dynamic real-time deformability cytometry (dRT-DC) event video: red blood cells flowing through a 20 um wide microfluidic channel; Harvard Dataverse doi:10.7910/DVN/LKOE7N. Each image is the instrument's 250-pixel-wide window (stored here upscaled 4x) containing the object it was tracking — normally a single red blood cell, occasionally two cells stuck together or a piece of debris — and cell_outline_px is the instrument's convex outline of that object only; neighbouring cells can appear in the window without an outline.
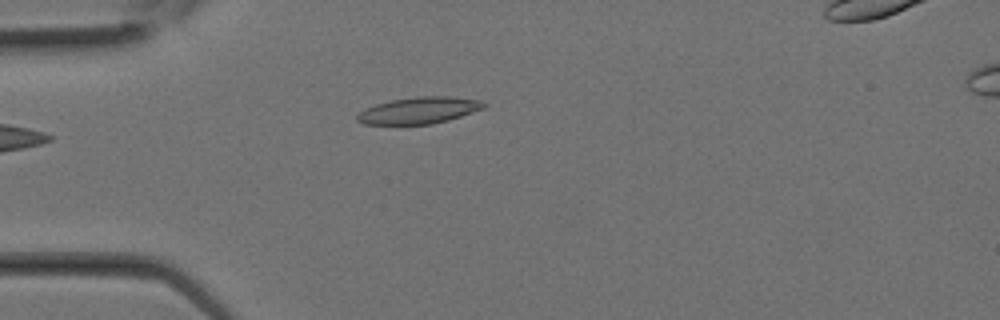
{"species": "Egyptian fruit bat (a non-hibernating species)", "species_latin": "Rousettus aegyptiacus", "temperature_condition": "room temperature", "stored_images_in_passage": 21, "camera_frame_rate_fps": 3000, "um_per_image_px": 0.085, "animal": {"sex": "female"}, "frame": {"image": 1, "passage_image": 1, "time_ms": 0.0, "image_size_px": [1000, 320], "cell_outline_px": [[488, 104], [484, 108], [448, 120], [432, 124], [364, 124], [356, 120], [356, 116], [360, 112], [376, 104], [392, 100], [416, 96], [448, 96], [480, 100]], "centroid_in_image_um": [35.63, 9.38], "position_along_channel_um": 49.4, "area_um2": 19.48}}
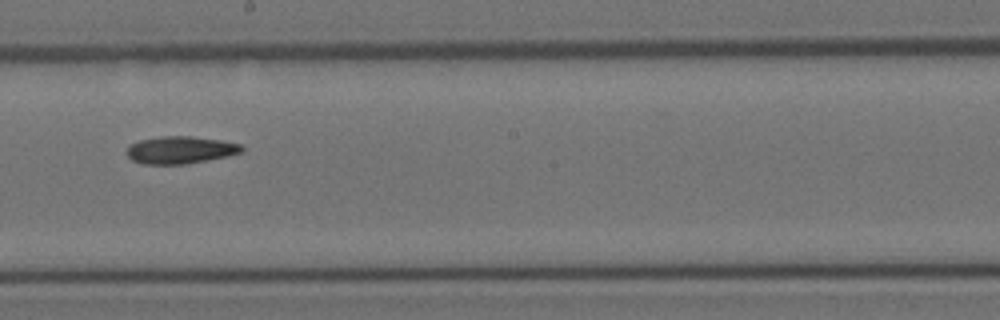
{"frame": {"image": 2, "passage_image": 9, "time_ms": 2.667, "image_size_px": [1000, 320], "cell_outline_px": [[244, 152], [184, 164], [144, 164], [132, 160], [128, 156], [128, 148], [132, 144], [140, 140], [160, 136], [188, 136], [220, 140], [240, 144], [244, 148]], "centroid_in_image_um": [15.33, 12.74], "position_along_channel_um": 232.9, "area_um2": 17.98}}
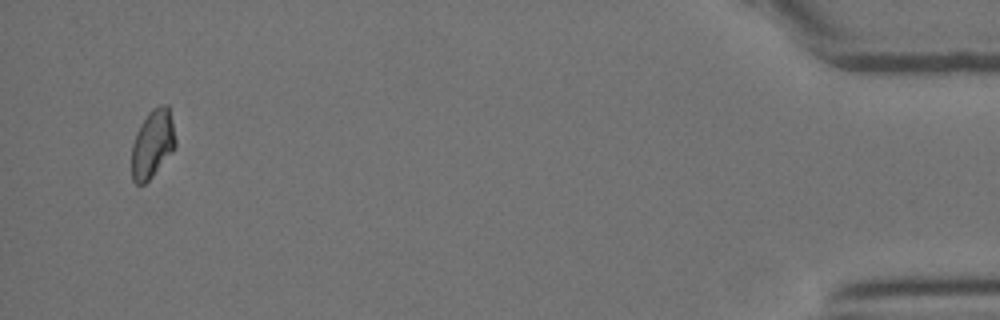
{"frame": {"image": 3, "passage_image": 20, "time_ms": 6.333, "image_size_px": [1000, 320], "cell_outline_px": [[176, 144], [172, 152], [152, 176], [144, 184], [136, 184], [132, 180], [132, 144], [136, 132], [140, 124], [148, 112], [152, 108], [160, 104], [168, 104], [176, 140]], "centroid_in_image_um": [12.96, 12.2], "position_along_channel_um": 422.2, "area_um2": 17.4}}